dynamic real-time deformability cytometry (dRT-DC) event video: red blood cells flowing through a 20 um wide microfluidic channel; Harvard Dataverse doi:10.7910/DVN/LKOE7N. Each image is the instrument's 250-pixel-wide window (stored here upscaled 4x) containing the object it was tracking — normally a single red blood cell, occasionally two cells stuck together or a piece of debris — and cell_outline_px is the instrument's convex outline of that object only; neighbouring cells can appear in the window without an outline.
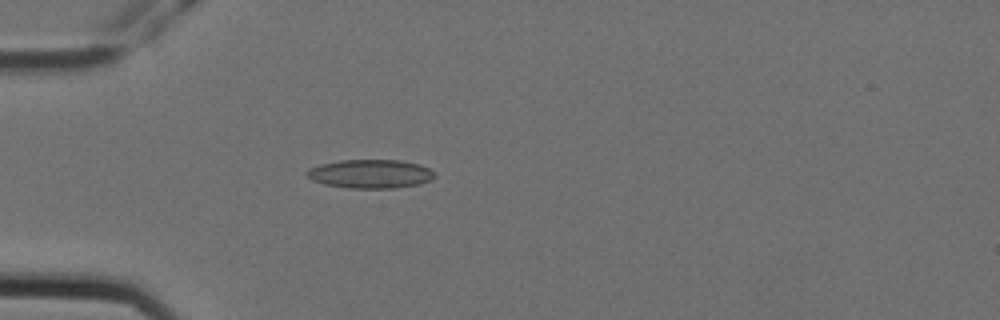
{"species": "Egyptian fruit bat (a non-hibernating species)", "species_latin": "Rousettus aegyptiacus", "temperature_condition": "cold", "stored_images_in_passage": 1, "camera_frame_rate_fps": 3000, "um_per_image_px": 0.085, "animal": {"sex": "female"}, "frame": {"image": 1, "passage_image": 1, "time_ms": 0.0, "image_size_px": [1000, 320], "cell_outline_px": [[436, 176], [432, 180], [420, 184], [396, 188], [348, 188], [324, 184], [312, 180], [304, 172], [308, 168], [320, 164], [340, 160], [400, 160], [420, 164], [428, 168]], "centroid_in_image_um": [31.48, 14.78], "position_along_channel_um": 53.5, "area_um2": 21.56}}